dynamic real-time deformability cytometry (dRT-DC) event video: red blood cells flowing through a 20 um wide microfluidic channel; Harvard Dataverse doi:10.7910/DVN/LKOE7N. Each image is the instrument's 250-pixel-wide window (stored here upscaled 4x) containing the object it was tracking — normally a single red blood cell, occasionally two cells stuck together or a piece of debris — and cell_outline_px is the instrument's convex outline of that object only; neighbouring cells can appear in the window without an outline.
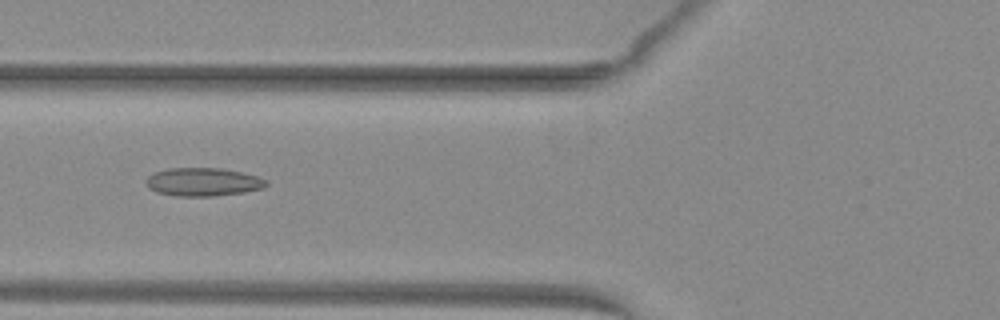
{"species": "common noctule bat (a hibernating species)", "species_latin": "Nyctalus noctula", "temperature_condition": "warm", "stored_images_in_passage": 44, "camera_frame_rate_fps": 3000, "um_per_image_px": 0.085, "animal": {"sex": "female", "body_mass_g": 29.2, "forearm_length_mm": 56.3}, "frame": {"image": 1, "passage_image": 20, "time_ms": 6.333, "image_size_px": [1000, 320], "cell_outline_px": [[268, 184], [264, 188], [244, 192], [216, 196], [176, 196], [156, 192], [148, 188], [148, 176], [152, 172], [168, 168], [220, 168], [240, 172], [256, 176], [268, 180]], "centroid_in_image_um": [17.26, 15.47], "position_along_channel_um": 108.5, "area_um2": 19.83}}
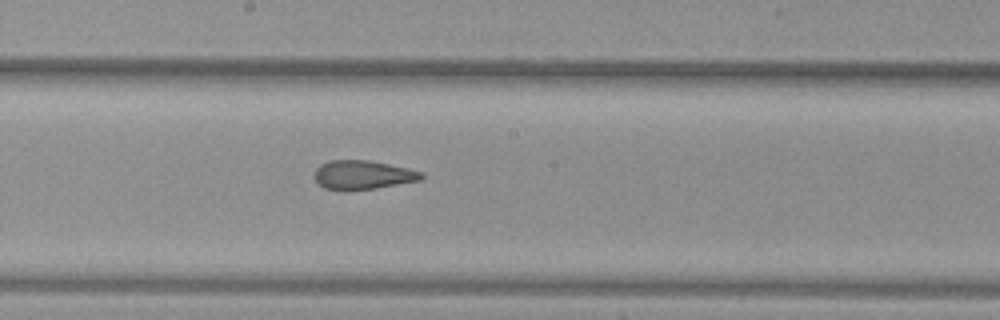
{"frame": {"image": 2, "passage_image": 28, "time_ms": 9.0, "image_size_px": [1000, 320], "cell_outline_px": [[424, 176], [420, 180], [376, 188], [340, 192], [324, 188], [316, 180], [316, 168], [320, 164], [328, 160], [368, 160], [408, 168], [424, 172]], "centroid_in_image_um": [30.83, 14.88], "position_along_channel_um": 217.4, "area_um2": 18.21}}
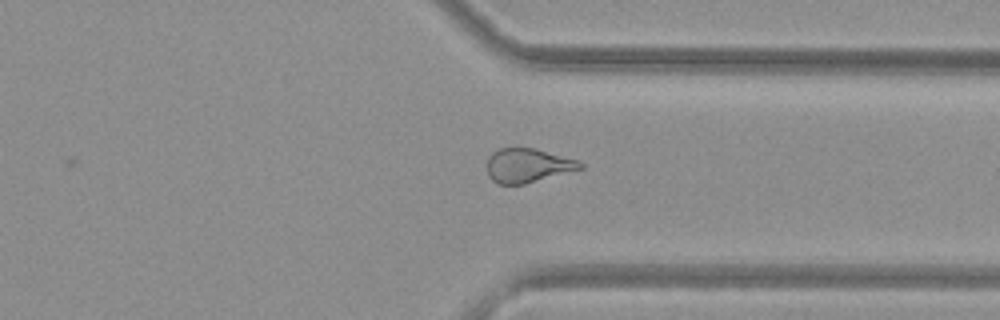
{"frame": {"image": 3, "passage_image": 39, "time_ms": 12.667, "image_size_px": [1000, 320], "cell_outline_px": [[584, 168], [524, 184], [496, 184], [488, 176], [488, 156], [492, 152], [500, 148], [536, 148], [576, 160], [584, 164]], "centroid_in_image_um": [44.84, 14.06], "position_along_channel_um": 366.6, "area_um2": 18.44}, "authors_computed_cell_mechanics": {"area_um2": 19.2763, "velocity_mm_per_s": 4.0715, "shape_relaxation_time_tau1_ms": null, "shape_relaxation_time_tau2_ms": 1.8616, "deformation_change_tau1": null, "deformation_change_tau2": 0.0929}}